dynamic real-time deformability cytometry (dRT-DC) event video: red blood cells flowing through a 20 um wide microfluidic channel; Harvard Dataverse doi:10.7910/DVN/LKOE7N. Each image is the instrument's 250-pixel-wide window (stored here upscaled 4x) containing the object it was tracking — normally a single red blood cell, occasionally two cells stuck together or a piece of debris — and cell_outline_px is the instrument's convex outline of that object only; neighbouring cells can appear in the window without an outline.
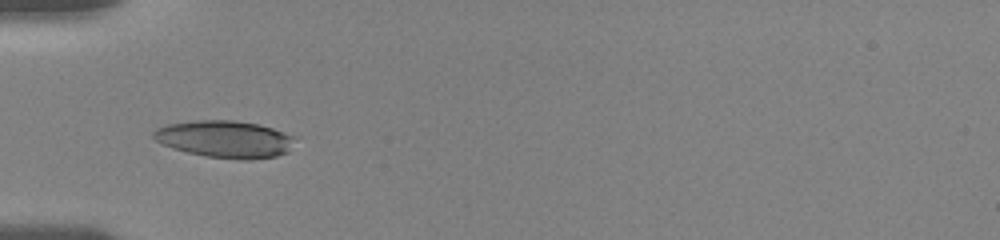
{"species": "human", "species_latin": "Homo sapiens", "temperature_condition": "room temperature", "stored_images_in_passage": 36, "camera_frame_rate_fps": 3000, "um_per_image_px": 0.085, "donor": {"sex": "female"}, "frame": {"image": 1, "passage_image": 1, "time_ms": 0.0, "image_size_px": [1000, 240], "cell_outline_px": [[292, 140], [288, 152], [276, 156], [248, 160], [240, 160], [204, 156], [172, 148], [156, 140], [152, 136], [152, 132], [156, 128], [168, 124], [196, 120], [232, 120], [256, 124], [272, 128], [292, 136]], "centroid_in_image_um": [19.07, 11.83], "position_along_channel_um": 65.9, "area_um2": 30.29}}
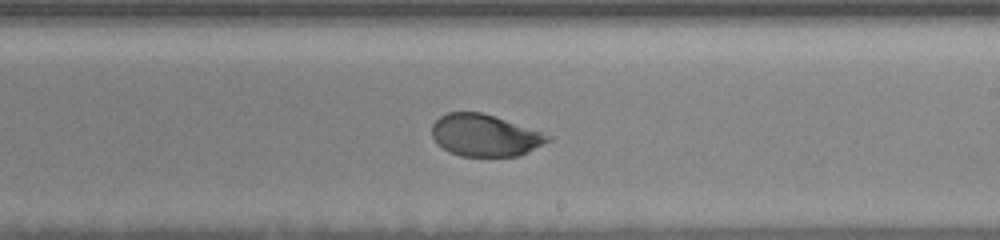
{"frame": {"image": 2, "passage_image": 16, "time_ms": 5.0, "image_size_px": [1000, 240], "cell_outline_px": [[552, 140], [520, 156], [460, 156], [448, 152], [432, 136], [432, 124], [440, 116], [448, 112], [484, 112], [552, 136]], "centroid_in_image_um": [41.22, 11.5], "position_along_channel_um": 247.8, "area_um2": 28.26}}
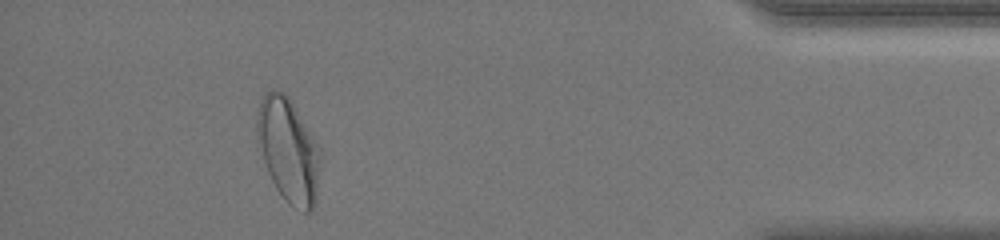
{"frame": {"image": 3, "passage_image": 32, "time_ms": 10.667, "image_size_px": [1000, 240], "cell_outline_px": [[320, 160], [316, 204], [312, 212], [304, 212], [288, 204], [276, 188], [256, 148], [256, 112], [260, 100], [264, 92], [272, 88], [276, 88], [284, 92], [288, 96], [320, 152]], "centroid_in_image_um": [24.45, 12.77], "position_along_channel_um": 410.8, "area_um2": 38.67}, "authors_computed_cell_mechanics": {"area_um2": 29.6225, "velocity_mm_per_s": 3.6757, "shape_relaxation_time_tau1_ms": 4.7387, "shape_relaxation_time_tau2_ms": null, "deformation_change_tau1": 0.151, "deformation_change_tau2": null}}